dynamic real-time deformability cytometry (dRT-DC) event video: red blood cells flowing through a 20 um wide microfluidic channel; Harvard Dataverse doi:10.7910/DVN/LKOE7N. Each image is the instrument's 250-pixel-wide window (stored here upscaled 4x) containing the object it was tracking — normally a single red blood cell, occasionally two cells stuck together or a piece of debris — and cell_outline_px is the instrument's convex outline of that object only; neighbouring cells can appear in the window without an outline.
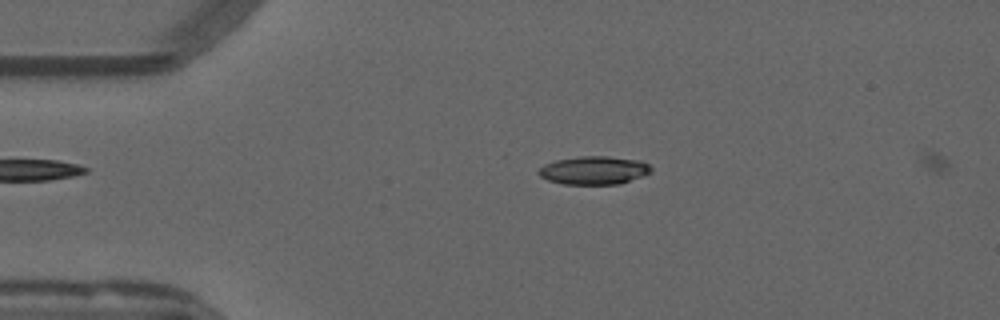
{"species": "common noctule bat (a hibernating species)", "species_latin": "Nyctalus noctula", "temperature_condition": "warm", "stored_images_in_passage": 13, "camera_frame_rate_fps": 3000, "um_per_image_px": 0.085, "animal": {"sex": "male", "forearm_length_mm": 52.5}, "frame": {"image": 1, "passage_image": 7, "time_ms": 2.0, "image_size_px": [1000, 320], "cell_outline_px": [[652, 172], [644, 176], [620, 184], [564, 184], [548, 180], [540, 176], [536, 172], [544, 164], [556, 160], [580, 156], [608, 156], [640, 160], [648, 164], [652, 168]], "centroid_in_image_um": [50.51, 14.47], "position_along_channel_um": 34.5, "area_um2": 18.67}}